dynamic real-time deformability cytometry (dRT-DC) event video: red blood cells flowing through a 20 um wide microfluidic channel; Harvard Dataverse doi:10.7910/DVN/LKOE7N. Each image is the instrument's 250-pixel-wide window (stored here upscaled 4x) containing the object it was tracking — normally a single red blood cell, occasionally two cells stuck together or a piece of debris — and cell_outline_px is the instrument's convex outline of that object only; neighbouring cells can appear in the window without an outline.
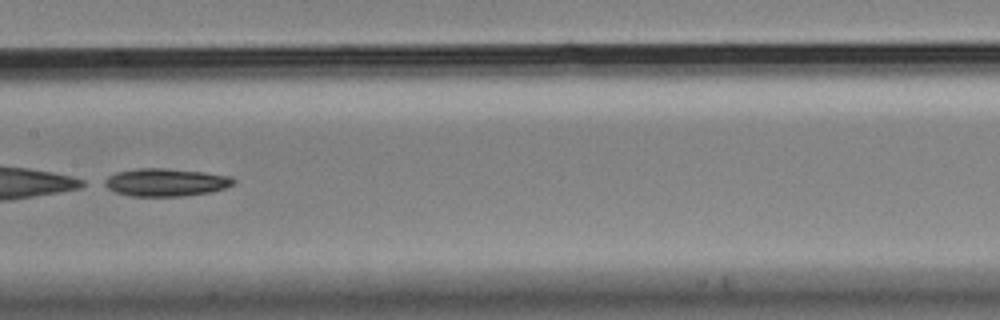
{"species": "Egyptian fruit bat (a non-hibernating species)", "species_latin": "Rousettus aegyptiacus", "temperature_condition": "cold", "stored_images_in_passage": 56, "camera_frame_rate_fps": 3000, "um_per_image_px": 0.085, "animal": {"sex": "male"}, "frame": {"image": 1, "passage_image": 28, "time_ms": 9.0, "image_size_px": [1000, 320], "cell_outline_px": [[236, 180], [232, 184], [224, 188], [212, 192], [184, 196], [132, 196], [116, 192], [100, 184], [100, 180], [116, 172], [140, 168], [164, 168], [204, 172], [232, 176]], "centroid_in_image_um": [14.05, 15.49], "position_along_channel_um": 193.4, "area_um2": 21.1}}